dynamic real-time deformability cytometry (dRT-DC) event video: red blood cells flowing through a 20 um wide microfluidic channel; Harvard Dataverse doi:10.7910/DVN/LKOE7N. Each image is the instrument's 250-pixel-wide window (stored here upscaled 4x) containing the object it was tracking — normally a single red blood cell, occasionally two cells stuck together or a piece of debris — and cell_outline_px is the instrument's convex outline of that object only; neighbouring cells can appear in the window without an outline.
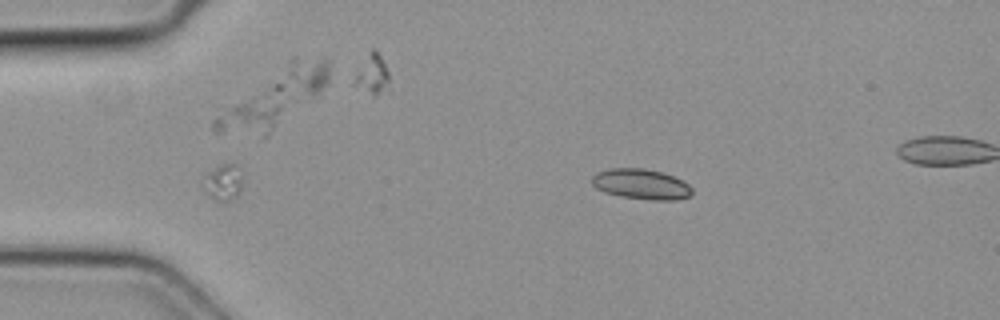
{"species": "common noctule bat (a hibernating species)", "species_latin": "Nyctalus noctula", "temperature_condition": "cold", "stored_images_in_passage": 3, "camera_frame_rate_fps": 3000, "um_per_image_px": 0.085, "animal": {"sex": "female", "body_mass_g": 19.3, "forearm_length_mm": 54.1}, "frame": {"image": 1, "passage_image": 1, "time_ms": 0.0, "image_size_px": [1000, 320], "cell_outline_px": [[692, 196], [676, 200], [652, 200], [620, 196], [604, 192], [596, 188], [592, 184], [592, 176], [596, 172], [608, 168], [644, 168], [660, 172], [684, 180], [692, 188]], "centroid_in_image_um": [54.5, 15.65], "position_along_channel_um": 30.5, "area_um2": 17.86}}